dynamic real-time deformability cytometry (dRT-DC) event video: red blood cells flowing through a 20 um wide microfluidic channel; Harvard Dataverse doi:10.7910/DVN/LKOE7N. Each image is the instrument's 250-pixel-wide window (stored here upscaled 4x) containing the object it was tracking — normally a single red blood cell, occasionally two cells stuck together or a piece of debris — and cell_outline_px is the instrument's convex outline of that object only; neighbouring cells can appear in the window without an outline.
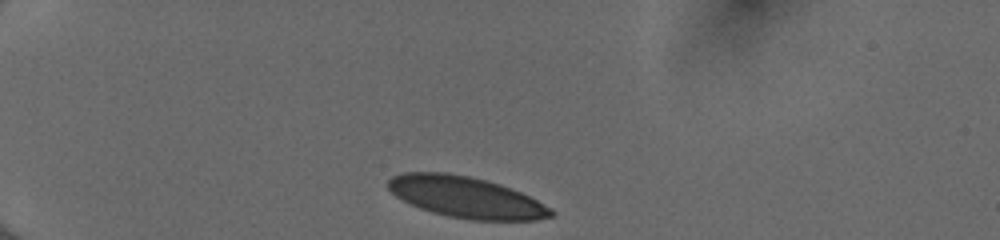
{"species": "human", "species_latin": "Homo sapiens", "temperature_condition": "cold", "stored_images_in_passage": 34, "camera_frame_rate_fps": 3000, "um_per_image_px": 0.085, "donor": {"sex": "female"}, "frame": {"image": 1, "passage_image": 1, "time_ms": 0.0, "image_size_px": [1000, 240], "cell_outline_px": [[556, 212], [552, 216], [536, 220], [472, 220], [448, 216], [432, 212], [420, 208], [396, 196], [388, 188], [388, 180], [392, 176], [404, 172], [444, 172], [468, 176], [500, 184], [520, 192], [552, 208]], "centroid_in_image_um": [39.62, 16.76], "position_along_channel_um": 45.4, "area_um2": 38.78}}
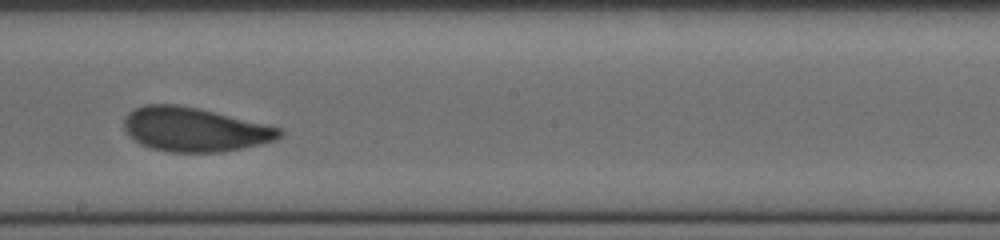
{"frame": {"image": 2, "passage_image": 19, "time_ms": 6.0, "image_size_px": [1000, 240], "cell_outline_px": [[284, 132], [280, 136], [272, 140], [260, 144], [220, 152], [168, 152], [152, 148], [140, 144], [128, 136], [124, 132], [124, 116], [128, 112], [144, 104], [176, 104], [200, 108], [268, 124], [280, 128]], "centroid_in_image_um": [16.49, 10.99], "position_along_channel_um": 231.7, "area_um2": 40.17}}
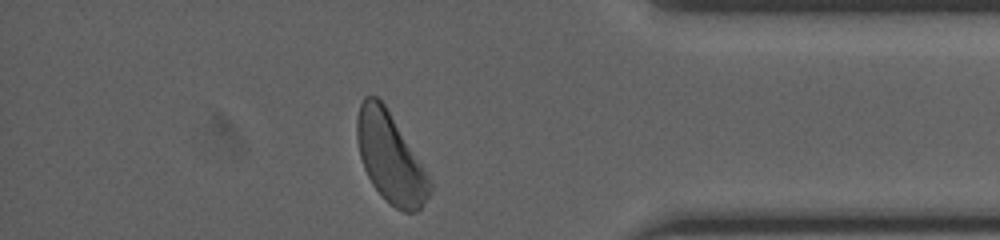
{"frame": {"image": 3, "passage_image": 33, "time_ms": 10.667, "image_size_px": [1000, 240], "cell_outline_px": [[432, 192], [420, 208], [416, 212], [404, 212], [396, 208], [372, 184], [364, 168], [360, 156], [356, 140], [356, 120], [360, 104], [364, 96], [376, 96], [384, 104], [428, 172], [432, 184]], "centroid_in_image_um": [33.19, 13.4], "position_along_channel_um": 402.0, "area_um2": 37.8}, "authors_computed_cell_mechanics": {"area_um2": 39.4774, "velocity_mm_per_s": 4.0222, "shape_relaxation_time_tau1_ms": 4.6341, "shape_relaxation_time_tau2_ms": 1.1579, "deformation_change_tau1": 0.134, "deformation_change_tau2": 0.0587}}